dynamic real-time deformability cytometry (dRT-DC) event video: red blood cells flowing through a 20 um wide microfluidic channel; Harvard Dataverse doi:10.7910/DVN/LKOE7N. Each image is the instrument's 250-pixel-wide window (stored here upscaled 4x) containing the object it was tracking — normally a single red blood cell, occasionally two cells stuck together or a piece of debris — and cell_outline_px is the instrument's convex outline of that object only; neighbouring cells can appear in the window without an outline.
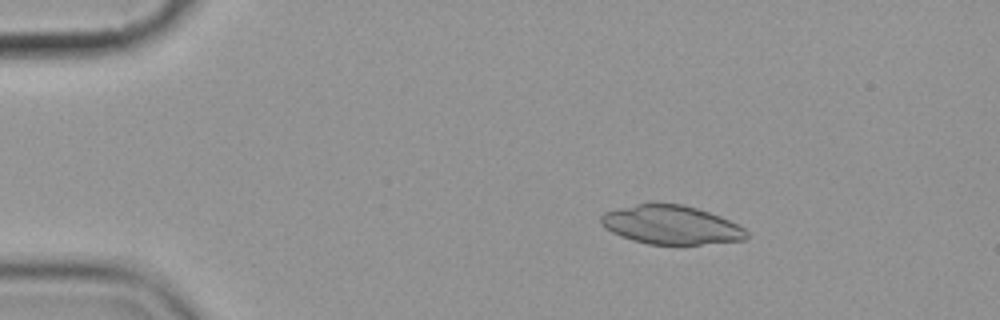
{"species": "common noctule bat (a hibernating species)", "species_latin": "Nyctalus noctula", "temperature_condition": "cold", "stored_images_in_passage": 5, "camera_frame_rate_fps": 3000, "um_per_image_px": 0.085, "animal": {"sex": "female", "body_mass_g": 19.9}, "frame": {"image": 1, "passage_image": 3, "time_ms": 3.0, "image_size_px": [1000, 320], "cell_outline_px": [[748, 236], [744, 240], [700, 244], [648, 244], [632, 240], [620, 236], [604, 228], [600, 224], [600, 216], [604, 212], [636, 204], [684, 204], [720, 216], [744, 228], [748, 232]], "centroid_in_image_um": [57.01, 19.12], "position_along_channel_um": 28.0, "area_um2": 32.66}}